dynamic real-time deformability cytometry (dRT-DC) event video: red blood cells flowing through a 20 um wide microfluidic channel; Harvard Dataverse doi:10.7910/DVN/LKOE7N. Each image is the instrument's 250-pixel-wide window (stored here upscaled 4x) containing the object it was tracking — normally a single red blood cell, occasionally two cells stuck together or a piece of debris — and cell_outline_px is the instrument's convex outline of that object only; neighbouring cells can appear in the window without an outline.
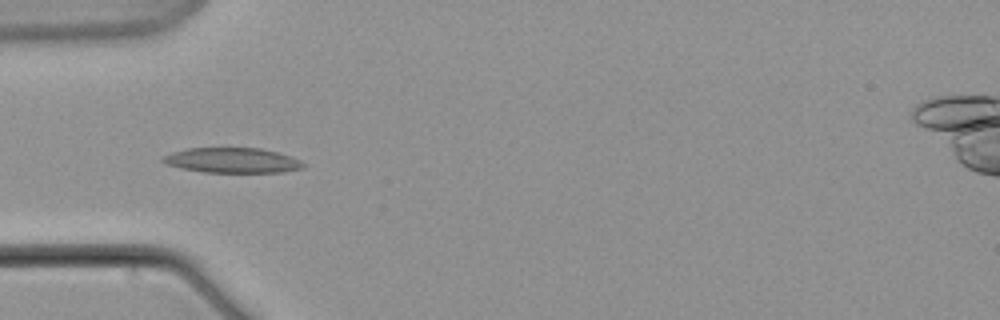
{"species": "common noctule bat (a hibernating species)", "species_latin": "Nyctalus noctula", "temperature_condition": "warm", "stored_images_in_passage": 5, "camera_frame_rate_fps": 3000, "um_per_image_px": 0.085, "animal": {"sex": "male", "body_mass_g": 21.5, "forearm_length_mm": 52.0}, "frame": {"image": 1, "passage_image": 5, "time_ms": 5.0, "image_size_px": [1000, 320], "cell_outline_px": [[304, 168], [284, 172], [204, 172], [180, 168], [164, 164], [160, 160], [164, 156], [172, 152], [188, 148], [260, 148], [276, 152], [300, 160], [304, 164]], "centroid_in_image_um": [19.7, 13.63], "position_along_channel_um": 65.3, "area_um2": 20.46}}